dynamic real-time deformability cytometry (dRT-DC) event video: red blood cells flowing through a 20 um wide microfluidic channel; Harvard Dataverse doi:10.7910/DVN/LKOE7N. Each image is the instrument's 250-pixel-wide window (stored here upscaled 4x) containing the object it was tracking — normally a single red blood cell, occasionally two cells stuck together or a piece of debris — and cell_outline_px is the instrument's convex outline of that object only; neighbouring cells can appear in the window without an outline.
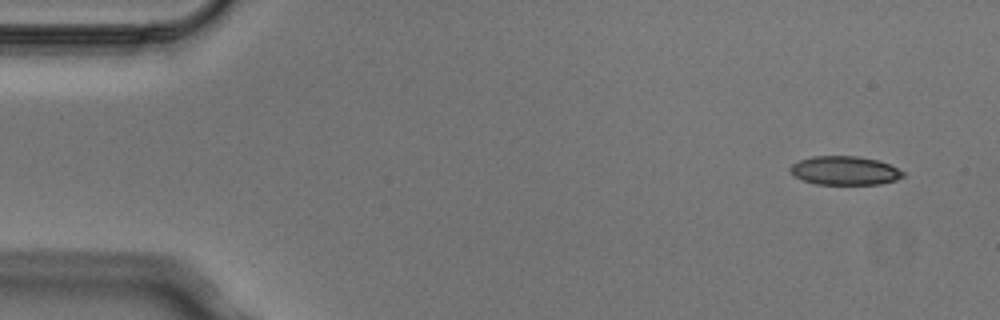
{"species": "Egyptian fruit bat (a non-hibernating species)", "species_latin": "Rousettus aegyptiacus", "temperature_condition": "cold", "stored_images_in_passage": 4, "camera_frame_rate_fps": 3000, "um_per_image_px": 0.085, "animal": {"sex": "male"}, "frame": {"image": 1, "passage_image": 1, "time_ms": 0.0, "image_size_px": [1000, 320], "cell_outline_px": [[904, 176], [896, 180], [880, 184], [816, 184], [804, 180], [796, 176], [788, 168], [792, 164], [800, 160], [812, 156], [856, 156], [876, 160], [888, 164], [904, 172]], "centroid_in_image_um": [71.8, 14.5], "position_along_channel_um": 13.2, "area_um2": 18.67}}
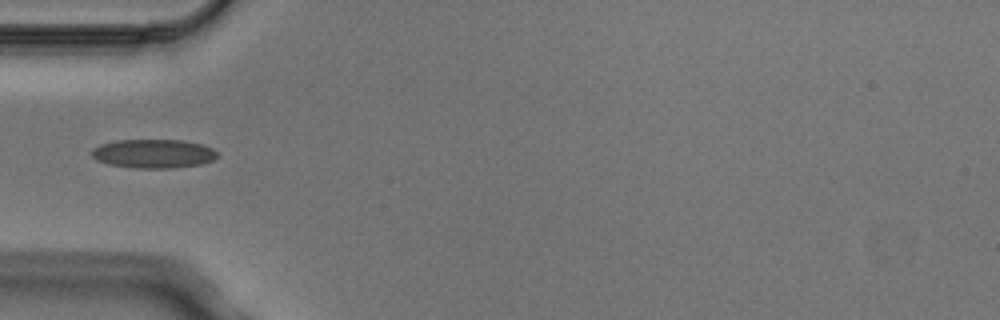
{"frame": {"image": 2, "passage_image": 4, "time_ms": 1.0, "image_size_px": [1000, 320], "cell_outline_px": [[220, 156], [212, 160], [200, 164], [168, 168], [136, 168], [108, 164], [96, 160], [92, 156], [92, 148], [100, 144], [116, 140], [184, 140], [200, 144], [212, 148]], "centroid_in_image_um": [13.02, 13.05], "position_along_channel_um": 72.0, "area_um2": 21.1}}